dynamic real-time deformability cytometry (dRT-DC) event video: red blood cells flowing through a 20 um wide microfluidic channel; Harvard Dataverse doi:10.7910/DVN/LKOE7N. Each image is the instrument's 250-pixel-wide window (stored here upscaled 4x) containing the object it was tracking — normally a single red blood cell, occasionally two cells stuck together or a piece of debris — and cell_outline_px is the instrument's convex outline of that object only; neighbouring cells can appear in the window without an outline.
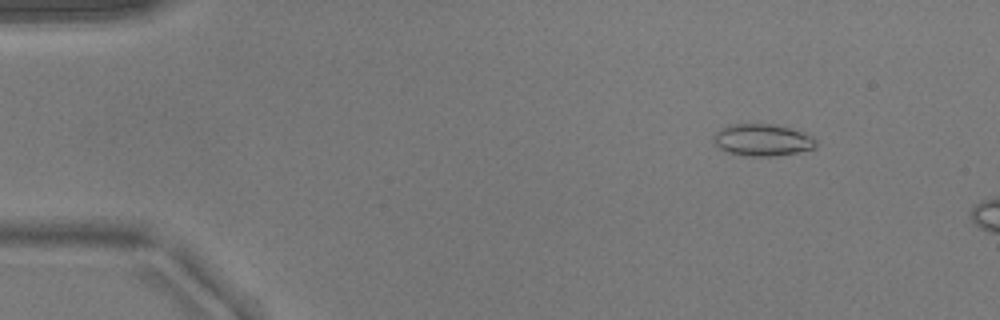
{"species": "common noctule bat (a hibernating species)", "species_latin": "Nyctalus noctula", "temperature_condition": "warm", "stored_images_in_passage": 12, "camera_frame_rate_fps": 3000, "um_per_image_px": 0.085, "animal": {"sex": "male", "body_mass_g": 17.9}, "frame": {"image": 1, "passage_image": 7, "time_ms": 2.0, "image_size_px": [1000, 320], "cell_outline_px": [[816, 148], [796, 152], [772, 156], [744, 156], [724, 152], [712, 140], [712, 136], [720, 128], [728, 124], [776, 124], [812, 136], [816, 140]], "centroid_in_image_um": [64.74, 11.9], "position_along_channel_um": 20.3, "area_um2": 19.13}}